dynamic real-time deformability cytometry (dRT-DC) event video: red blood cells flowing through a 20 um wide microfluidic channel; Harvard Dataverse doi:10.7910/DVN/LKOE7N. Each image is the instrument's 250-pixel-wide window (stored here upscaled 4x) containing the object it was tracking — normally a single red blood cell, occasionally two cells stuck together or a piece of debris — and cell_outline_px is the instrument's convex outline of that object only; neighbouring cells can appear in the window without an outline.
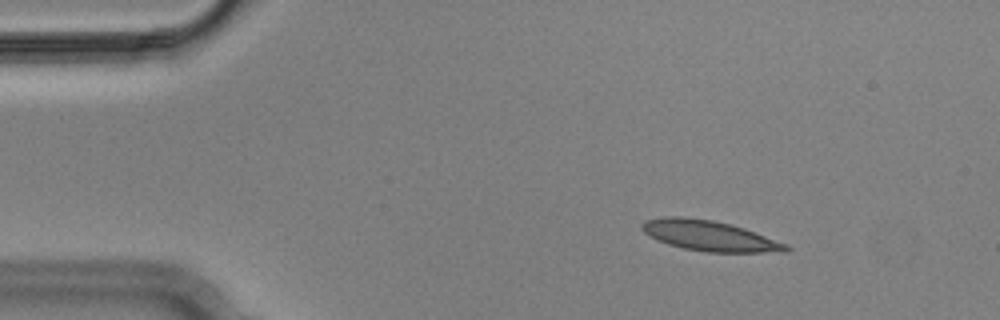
{"species": "Egyptian fruit bat (a non-hibernating species)", "species_latin": "Rousettus aegyptiacus", "temperature_condition": "cold", "stored_images_in_passage": 5, "camera_frame_rate_fps": 3000, "um_per_image_px": 0.085, "animal": {"sex": "male"}, "frame": {"image": 1, "passage_image": 2, "time_ms": 0.333, "image_size_px": [1000, 320], "cell_outline_px": [[792, 248], [788, 252], [708, 252], [684, 248], [668, 244], [644, 232], [640, 228], [640, 224], [644, 220], [664, 216], [680, 216], [712, 220], [732, 224], [744, 228], [788, 244]], "centroid_in_image_um": [60.33, 20.03], "position_along_channel_um": 24.7, "area_um2": 25.49}}
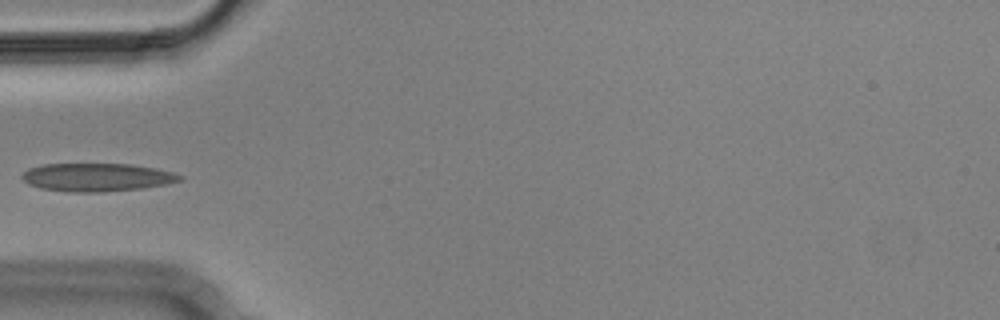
{"frame": {"image": 2, "passage_image": 5, "time_ms": 1.333, "image_size_px": [1000, 320], "cell_outline_px": [[184, 180], [168, 184], [140, 188], [100, 192], [68, 192], [40, 188], [28, 184], [20, 176], [28, 168], [44, 164], [132, 164], [156, 168], [172, 172], [184, 176]], "centroid_in_image_um": [8.25, 15.06], "position_along_channel_um": 76.7, "area_um2": 26.01}}